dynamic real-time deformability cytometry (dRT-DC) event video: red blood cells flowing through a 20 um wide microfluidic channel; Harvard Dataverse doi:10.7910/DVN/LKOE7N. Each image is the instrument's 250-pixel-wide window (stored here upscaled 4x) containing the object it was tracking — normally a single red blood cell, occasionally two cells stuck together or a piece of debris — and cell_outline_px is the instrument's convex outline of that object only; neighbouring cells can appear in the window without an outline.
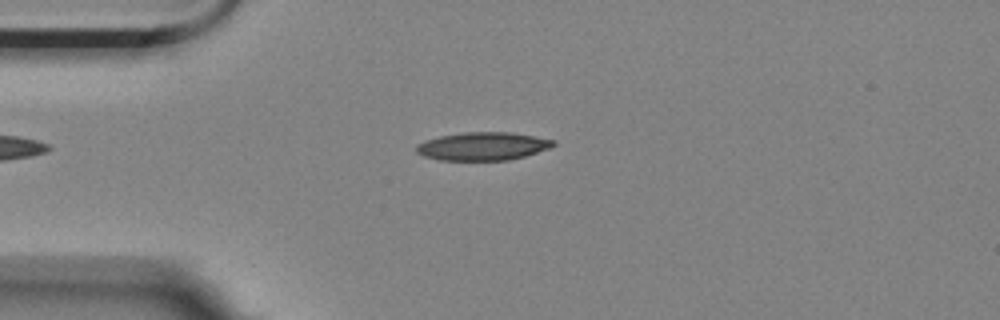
{"species": "Egyptian fruit bat (a non-hibernating species)", "species_latin": "Rousettus aegyptiacus", "temperature_condition": "room temperature", "stored_images_in_passage": 20, "camera_frame_rate_fps": 3000, "um_per_image_px": 0.085, "animal": {"sex": "female"}, "frame": {"image": 1, "passage_image": 2, "time_ms": 0.333, "image_size_px": [1000, 320], "cell_outline_px": [[556, 144], [548, 148], [524, 156], [508, 160], [440, 160], [424, 156], [416, 152], [416, 144], [424, 140], [440, 136], [464, 132], [512, 132], [556, 140]], "centroid_in_image_um": [41.01, 12.42], "position_along_channel_um": 44.0, "area_um2": 22.43}}
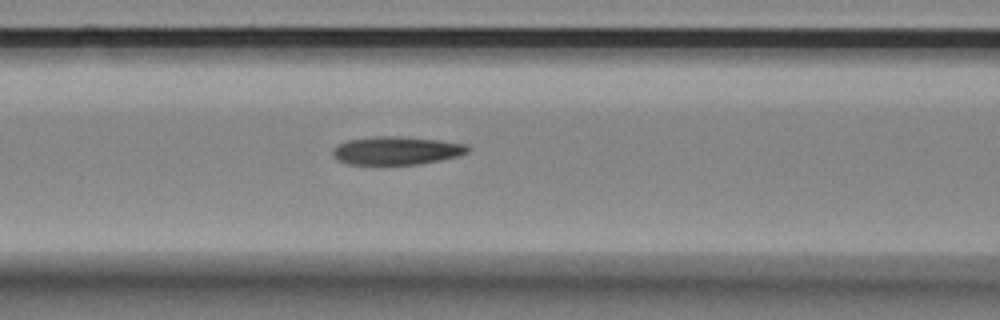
{"frame": {"image": 2, "passage_image": 11, "time_ms": 3.333, "image_size_px": [1000, 320], "cell_outline_px": [[472, 148], [468, 152], [460, 156], [420, 164], [348, 164], [336, 160], [332, 156], [332, 148], [348, 140], [376, 136], [396, 136], [440, 140], [468, 144]], "centroid_in_image_um": [33.73, 12.8], "position_along_channel_um": 132.9, "area_um2": 22.37}}
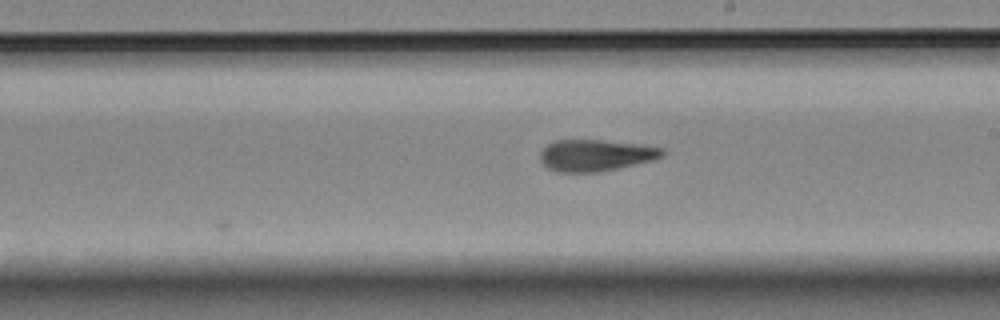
{"frame": {"image": 3, "passage_image": 20, "time_ms": 6.333, "image_size_px": [1000, 320], "cell_outline_px": [[664, 156], [652, 160], [616, 168], [596, 172], [560, 172], [548, 168], [540, 160], [540, 152], [548, 144], [556, 140], [600, 140], [640, 144], [664, 148]], "centroid_in_image_um": [50.63, 13.19], "position_along_channel_um": 238.4, "area_um2": 22.25}}